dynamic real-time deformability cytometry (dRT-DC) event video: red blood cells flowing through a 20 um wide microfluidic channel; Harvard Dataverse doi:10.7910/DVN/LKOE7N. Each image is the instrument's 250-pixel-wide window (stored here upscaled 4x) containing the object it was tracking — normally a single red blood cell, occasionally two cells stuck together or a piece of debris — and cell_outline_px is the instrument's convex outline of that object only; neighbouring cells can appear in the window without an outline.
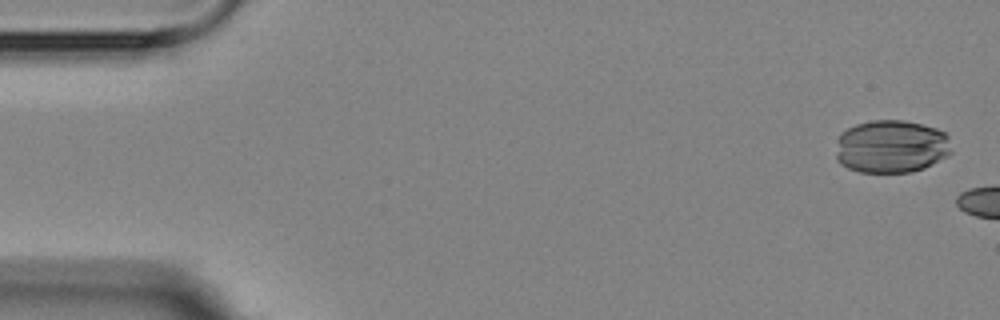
{"species": "Egyptian fruit bat (a non-hibernating species)", "species_latin": "Rousettus aegyptiacus", "temperature_condition": "room temperature", "stored_images_in_passage": 3, "camera_frame_rate_fps": 3000, "um_per_image_px": 0.085, "animal": {"sex": "female"}, "frame": {"image": 1, "passage_image": 1, "time_ms": 0.0, "image_size_px": [1000, 320], "cell_outline_px": [[952, 152], [948, 156], [924, 168], [912, 172], [860, 172], [848, 168], [840, 164], [836, 160], [836, 140], [848, 128], [856, 124], [872, 120], [904, 120], [936, 128], [944, 132], [948, 136]], "centroid_in_image_um": [75.76, 12.46], "position_along_channel_um": 9.2, "area_um2": 35.95}}